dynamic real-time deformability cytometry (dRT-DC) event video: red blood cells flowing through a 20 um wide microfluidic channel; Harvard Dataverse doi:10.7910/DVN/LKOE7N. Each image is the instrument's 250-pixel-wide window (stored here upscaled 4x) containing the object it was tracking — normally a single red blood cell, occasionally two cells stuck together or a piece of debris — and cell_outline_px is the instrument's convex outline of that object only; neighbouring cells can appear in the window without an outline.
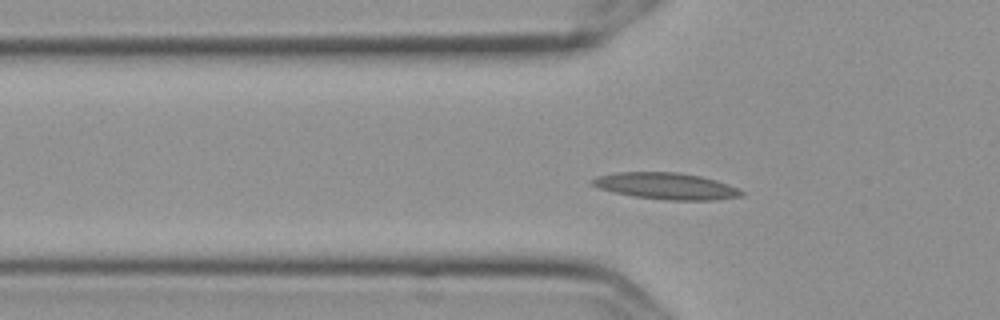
{"species": "Egyptian fruit bat (a non-hibernating species)", "species_latin": "Rousettus aegyptiacus", "temperature_condition": "cold", "stored_images_in_passage": 42, "segment_of_instrument_passage": [1, 2], "camera_frame_rate_fps": 3000, "um_per_image_px": 0.085, "frame": {"image": 1, "passage_image": 3, "time_ms": 0.667, "image_size_px": [1000, 320], "cell_outline_px": [[744, 196], [716, 200], [668, 200], [632, 196], [600, 188], [592, 184], [588, 180], [596, 176], [616, 172], [676, 172], [700, 176], [716, 180], [736, 188], [744, 192]], "centroid_in_image_um": [56.61, 15.81], "position_along_channel_um": 69.2, "area_um2": 23.0}}
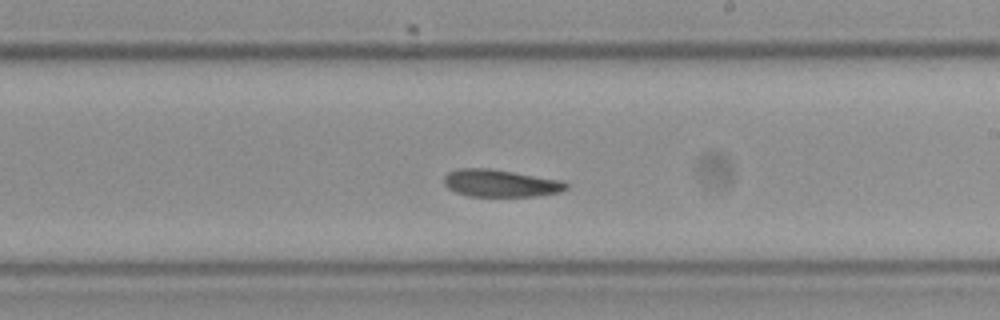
{"frame": {"image": 2, "passage_image": 18, "time_ms": 5.667, "image_size_px": [1000, 320], "cell_outline_px": [[568, 188], [560, 192], [540, 196], [468, 196], [456, 192], [448, 188], [444, 184], [444, 176], [448, 172], [460, 168], [488, 168], [560, 180], [568, 184]], "centroid_in_image_um": [42.52, 15.58], "position_along_channel_um": 246.5, "area_um2": 19.36}}
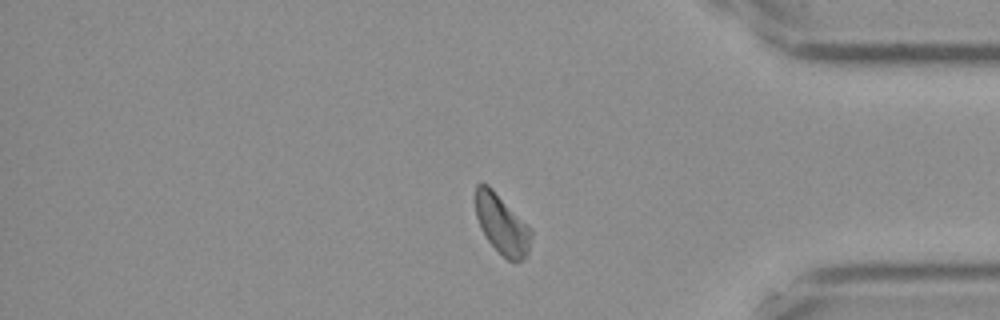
{"frame": {"image": 3, "passage_image": 32, "time_ms": 10.333, "image_size_px": [1000, 320], "cell_outline_px": [[532, 236], [528, 256], [516, 264], [508, 260], [488, 240], [476, 216], [476, 184], [480, 180], [488, 184], [532, 228]], "centroid_in_image_um": [42.7, 19.07], "position_along_channel_um": 392.5, "area_um2": 19.42}}